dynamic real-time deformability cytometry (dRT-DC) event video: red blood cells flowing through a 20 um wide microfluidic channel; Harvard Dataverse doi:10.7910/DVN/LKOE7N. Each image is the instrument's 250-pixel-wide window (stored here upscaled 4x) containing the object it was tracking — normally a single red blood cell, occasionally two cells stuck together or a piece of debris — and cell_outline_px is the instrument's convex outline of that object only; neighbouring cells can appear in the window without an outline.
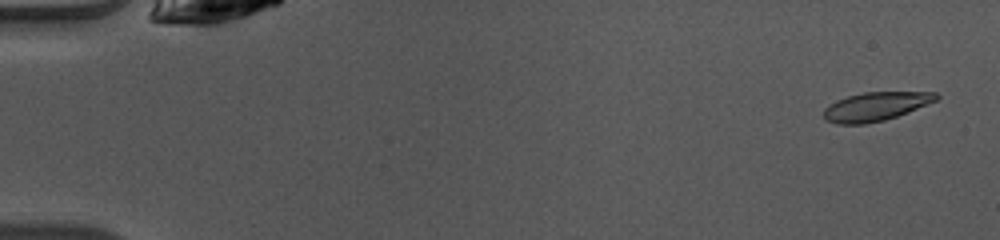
{"species": "common noctule bat (a hibernating species)", "species_latin": "Nyctalus noctula", "temperature_condition": "warm", "stored_images_in_passage": 49, "camera_frame_rate_fps": 3000, "um_per_image_px": 0.085, "animal": {"sex": "female", "body_mass_g": 10.0, "forearm_length_mm": 53.1}, "frame": {"image": 1, "passage_image": 2, "time_ms": 0.333, "image_size_px": [1000, 240], "cell_outline_px": [[940, 96], [936, 100], [908, 112], [884, 120], [864, 124], [836, 124], [824, 120], [824, 108], [836, 100], [848, 96], [864, 92], [936, 92]], "centroid_in_image_um": [74.4, 9.05], "position_along_channel_um": 10.6, "area_um2": 18.73}}
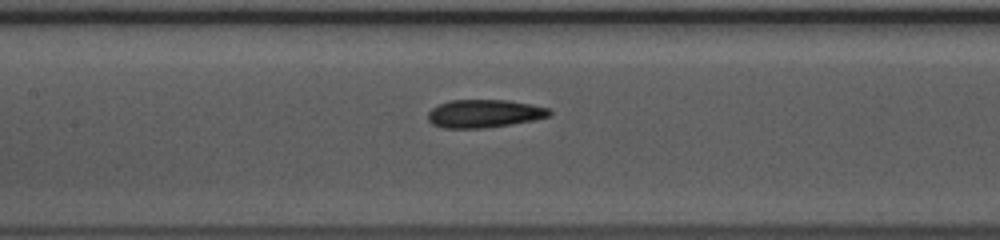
{"frame": {"image": 2, "passage_image": 23, "time_ms": 7.333, "image_size_px": [1000, 240], "cell_outline_px": [[552, 116], [532, 120], [484, 128], [444, 128], [432, 124], [428, 120], [428, 112], [432, 108], [440, 104], [452, 100], [508, 100], [548, 108], [552, 112]], "centroid_in_image_um": [41.14, 9.65], "position_along_channel_um": 166.3, "area_um2": 19.65}}
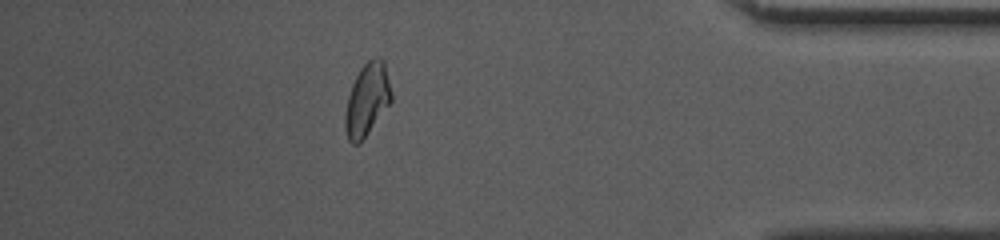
{"frame": {"image": 3, "passage_image": 43, "time_ms": 14.0, "image_size_px": [1000, 240], "cell_outline_px": [[392, 100], [360, 144], [352, 144], [348, 140], [344, 128], [344, 116], [348, 96], [352, 84], [360, 68], [368, 60], [376, 56], [380, 56], [384, 60], [392, 92]], "centroid_in_image_um": [31.2, 8.46], "position_along_channel_um": 404.0, "area_um2": 19.71}, "authors_computed_cell_mechanics": {"area_um2": 19.5942, "velocity_mm_per_s": 4.0839, "shape_relaxation_time_tau1_ms": 5.6683, "shape_relaxation_time_tau2_ms": 2.0941, "deformation_change_tau1": 0.1684, "deformation_change_tau2": 0.0836}}